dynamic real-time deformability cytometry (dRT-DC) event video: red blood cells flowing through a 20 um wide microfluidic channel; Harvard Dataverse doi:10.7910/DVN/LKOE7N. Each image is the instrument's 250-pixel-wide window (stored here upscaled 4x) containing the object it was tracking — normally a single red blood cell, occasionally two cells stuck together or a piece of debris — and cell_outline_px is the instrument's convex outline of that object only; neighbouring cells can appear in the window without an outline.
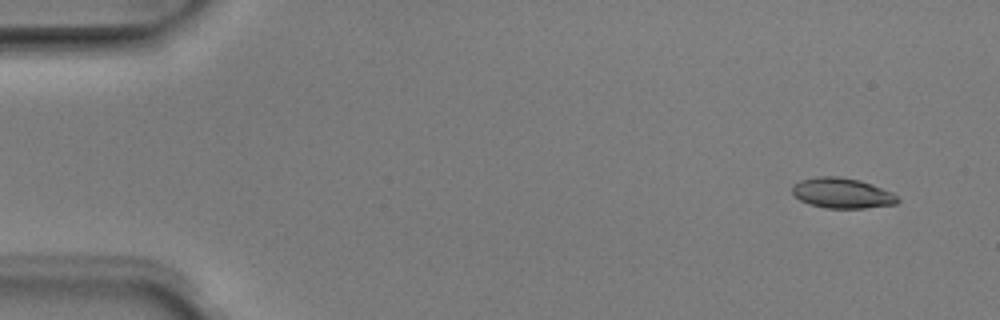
{"species": "Egyptian fruit bat (a non-hibernating species)", "species_latin": "Rousettus aegyptiacus", "temperature_condition": "room temperature", "stored_images_in_passage": 4, "camera_frame_rate_fps": 3000, "um_per_image_px": 0.085, "animal": {"sex": "male"}, "frame": {"image": 1, "passage_image": 1, "time_ms": 0.0, "image_size_px": [1000, 320], "cell_outline_px": [[900, 200], [896, 204], [864, 208], [824, 208], [808, 204], [800, 200], [792, 192], [792, 184], [800, 180], [816, 176], [840, 176], [860, 180], [872, 184], [892, 192]], "centroid_in_image_um": [71.56, 16.41], "position_along_channel_um": 13.4, "area_um2": 18.79}}
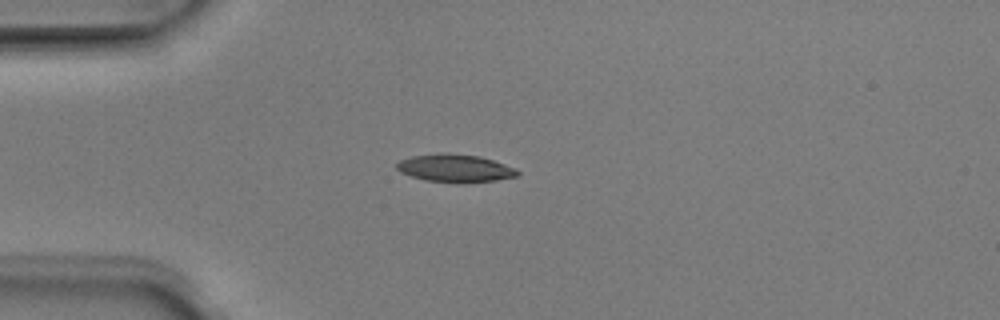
{"frame": {"image": 2, "passage_image": 4, "time_ms": 1.0, "image_size_px": [1000, 320], "cell_outline_px": [[520, 176], [496, 180], [460, 184], [424, 180], [400, 172], [396, 168], [396, 164], [400, 160], [412, 156], [444, 152], [480, 156], [516, 168], [520, 172]], "centroid_in_image_um": [38.7, 14.31], "position_along_channel_um": 46.3, "area_um2": 19.88}}